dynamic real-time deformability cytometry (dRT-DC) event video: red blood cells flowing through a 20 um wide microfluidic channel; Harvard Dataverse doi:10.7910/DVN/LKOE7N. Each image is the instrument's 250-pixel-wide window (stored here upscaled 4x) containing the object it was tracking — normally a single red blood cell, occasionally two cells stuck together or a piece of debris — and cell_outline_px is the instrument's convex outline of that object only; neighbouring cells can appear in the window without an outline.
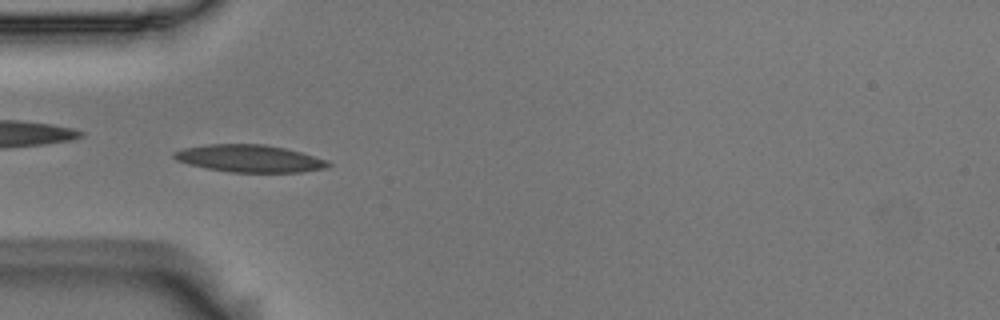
{"species": "Egyptian fruit bat (a non-hibernating species)", "species_latin": "Rousettus aegyptiacus", "temperature_condition": "room temperature", "stored_images_in_passage": 43, "camera_frame_rate_fps": 3000, "um_per_image_px": 0.085, "animal": {"sex": "male"}, "frame": {"image": 1, "passage_image": 5, "time_ms": 1.333, "image_size_px": [1000, 320], "cell_outline_px": [[332, 164], [328, 168], [300, 172], [228, 172], [188, 164], [176, 160], [172, 156], [172, 152], [184, 148], [208, 144], [264, 144], [284, 148], [300, 152], [328, 160]], "centroid_in_image_um": [21.21, 13.47], "position_along_channel_um": 63.8, "area_um2": 24.57}}
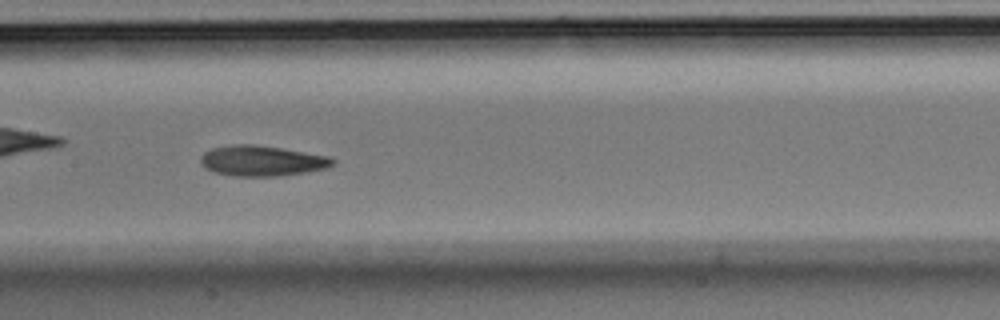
{"frame": {"image": 2, "passage_image": 15, "time_ms": 4.667, "image_size_px": [1000, 320], "cell_outline_px": [[336, 164], [328, 168], [308, 172], [276, 176], [232, 176], [216, 172], [204, 168], [200, 164], [200, 156], [204, 152], [212, 148], [236, 144], [252, 144], [280, 148], [328, 156], [336, 160]], "centroid_in_image_um": [22.27, 13.67], "position_along_channel_um": 185.1, "area_um2": 23.52}}
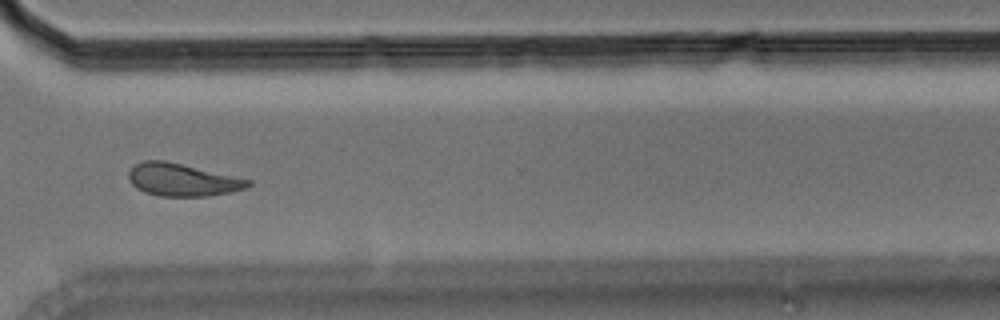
{"frame": {"image": 3, "passage_image": 29, "time_ms": 9.333, "image_size_px": [1000, 320], "cell_outline_px": [[252, 184], [248, 188], [208, 196], [160, 196], [144, 192], [136, 188], [128, 180], [128, 172], [136, 164], [144, 160], [164, 160], [252, 180]], "centroid_in_image_um": [15.49, 15.29], "position_along_channel_um": 355.1, "area_um2": 22.6}, "authors_computed_cell_mechanics": {"area_um2": 22.9466, "velocity_mm_per_s": 3.6427, "shape_relaxation_time_tau1_ms": 6.9676, "shape_relaxation_time_tau2_ms": 4.3036, "deformation_change_tau1": 0.1486, "deformation_change_tau2": 0.1074}}